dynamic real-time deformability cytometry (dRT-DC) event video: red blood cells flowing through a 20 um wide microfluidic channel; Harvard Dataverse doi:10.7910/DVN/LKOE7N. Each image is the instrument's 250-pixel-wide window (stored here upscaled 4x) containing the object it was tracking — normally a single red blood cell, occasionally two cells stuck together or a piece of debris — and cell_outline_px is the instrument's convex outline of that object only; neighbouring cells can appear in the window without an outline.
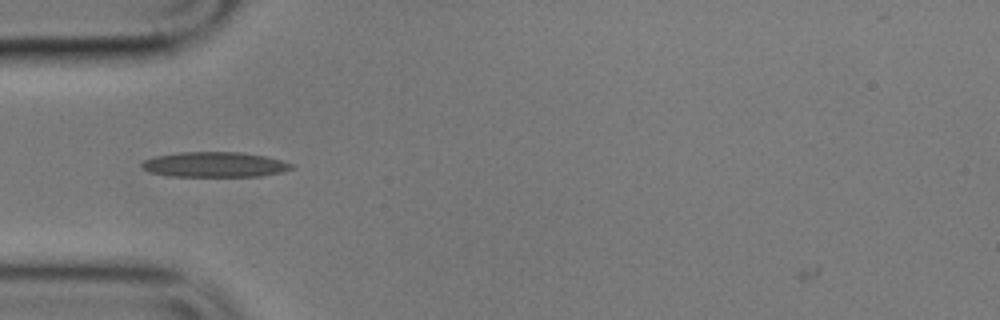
{"species": "common noctule bat (a hibernating species)", "species_latin": "Nyctalus noctula", "temperature_condition": "cold", "stored_images_in_passage": 7, "camera_frame_rate_fps": 3000, "um_per_image_px": 0.085, "animal": {"sex": "male", "body_mass_g": 17.9}, "frame": {"image": 1, "passage_image": 2, "time_ms": 1.333, "image_size_px": [1000, 320], "cell_outline_px": [[296, 168], [280, 172], [260, 176], [168, 176], [148, 172], [140, 168], [140, 164], [144, 160], [156, 156], [180, 152], [240, 152], [264, 156], [296, 164]], "centroid_in_image_um": [18.23, 13.99], "position_along_channel_um": 66.8, "area_um2": 22.08}}
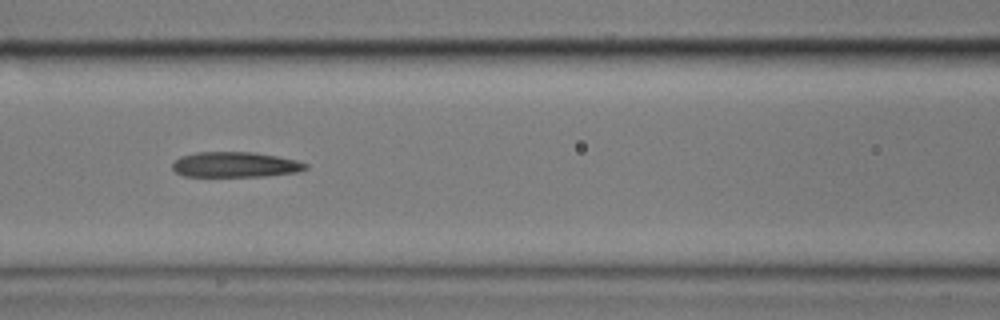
{"frame": {"image": 2, "passage_image": 4, "time_ms": 3.667, "image_size_px": [1000, 320], "cell_outline_px": [[308, 168], [296, 172], [264, 176], [184, 176], [176, 172], [172, 168], [172, 160], [180, 156], [196, 152], [252, 152], [276, 156], [296, 160], [308, 164]], "centroid_in_image_um": [19.95, 13.99], "position_along_channel_um": 146.7, "area_um2": 19.65}}
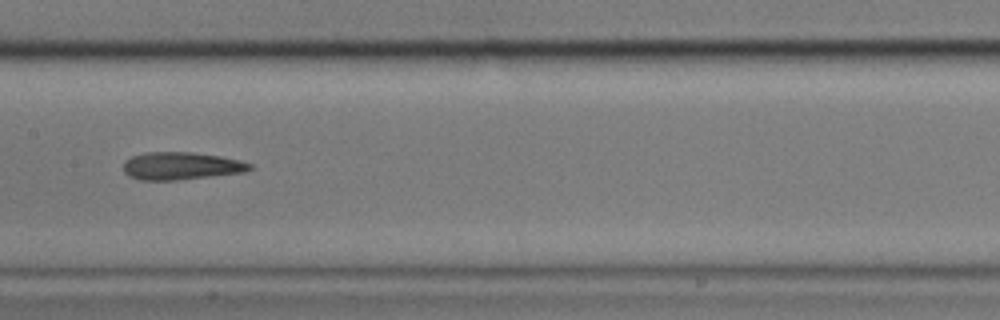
{"frame": {"image": 3, "passage_image": 5, "time_ms": 5.0, "image_size_px": [1000, 320], "cell_outline_px": [[252, 168], [244, 172], [176, 180], [140, 180], [128, 176], [124, 172], [124, 160], [132, 156], [144, 152], [192, 152], [220, 156], [240, 160], [252, 164]], "centroid_in_image_um": [15.37, 14.1], "position_along_channel_um": 192.0, "area_um2": 20.35}}